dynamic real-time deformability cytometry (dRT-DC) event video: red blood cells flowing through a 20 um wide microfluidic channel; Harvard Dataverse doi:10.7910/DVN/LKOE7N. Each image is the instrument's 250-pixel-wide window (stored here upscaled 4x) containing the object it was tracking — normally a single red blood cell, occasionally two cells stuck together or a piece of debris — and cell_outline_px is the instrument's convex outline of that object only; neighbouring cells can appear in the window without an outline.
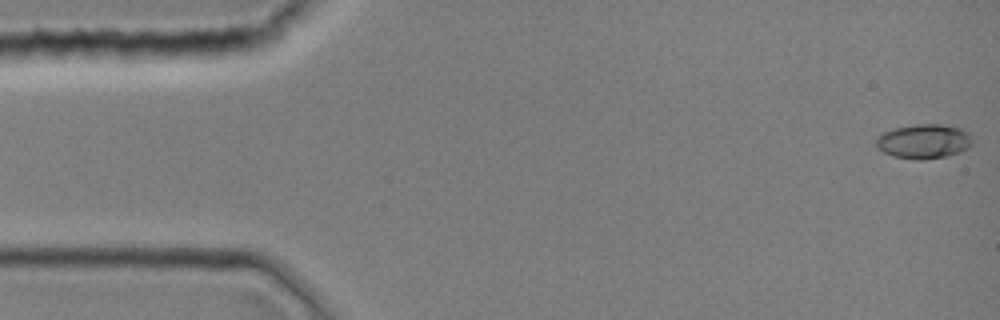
{"species": "common noctule bat (a hibernating species)", "species_latin": "Nyctalus noctula", "temperature_condition": "room temperature", "stored_images_in_passage": 44, "camera_frame_rate_fps": 3000, "um_per_image_px": 0.085, "animal": {"sex": "female", "body_mass_g": 19.0, "forearm_length_mm": 51.5}, "frame": {"image": 1, "passage_image": 1, "time_ms": 0.0, "image_size_px": [1000, 320], "cell_outline_px": [[972, 144], [968, 148], [948, 156], [924, 160], [916, 160], [892, 156], [884, 152], [876, 144], [876, 136], [884, 132], [896, 128], [916, 124], [940, 124], [960, 128], [968, 132], [972, 136]], "centroid_in_image_um": [78.54, 12.02], "position_along_channel_um": 6.5, "area_um2": 19.36}}
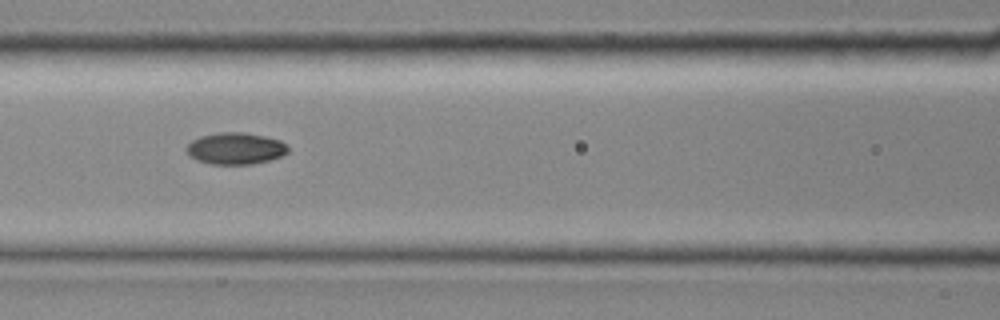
{"frame": {"image": 2, "passage_image": 19, "time_ms": 6.0, "image_size_px": [1000, 320], "cell_outline_px": [[288, 152], [280, 156], [268, 160], [252, 164], [212, 164], [196, 160], [188, 156], [184, 148], [192, 140], [200, 136], [220, 132], [244, 132], [264, 136], [280, 140], [288, 144]], "centroid_in_image_um": [19.98, 12.61], "position_along_channel_um": 146.6, "area_um2": 18.9}}
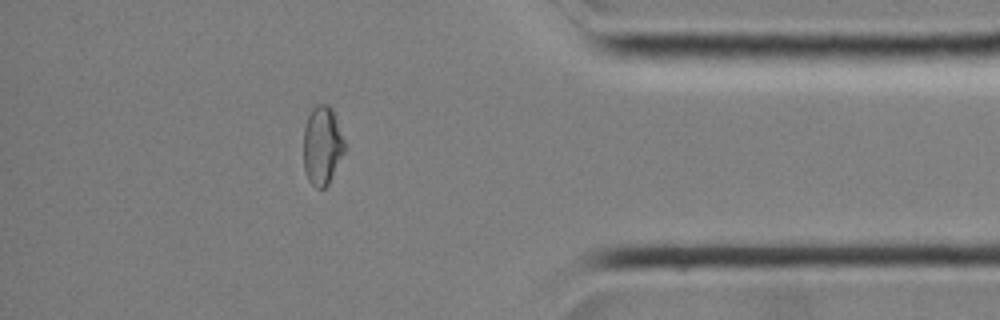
{"frame": {"image": 3, "passage_image": 38, "time_ms": 12.333, "image_size_px": [1000, 320], "cell_outline_px": [[348, 148], [328, 184], [324, 188], [316, 188], [308, 180], [304, 168], [304, 128], [308, 116], [312, 108], [316, 104], [328, 104], [332, 108]], "centroid_in_image_um": [27.42, 12.36], "position_along_channel_um": 407.8, "area_um2": 19.19}}